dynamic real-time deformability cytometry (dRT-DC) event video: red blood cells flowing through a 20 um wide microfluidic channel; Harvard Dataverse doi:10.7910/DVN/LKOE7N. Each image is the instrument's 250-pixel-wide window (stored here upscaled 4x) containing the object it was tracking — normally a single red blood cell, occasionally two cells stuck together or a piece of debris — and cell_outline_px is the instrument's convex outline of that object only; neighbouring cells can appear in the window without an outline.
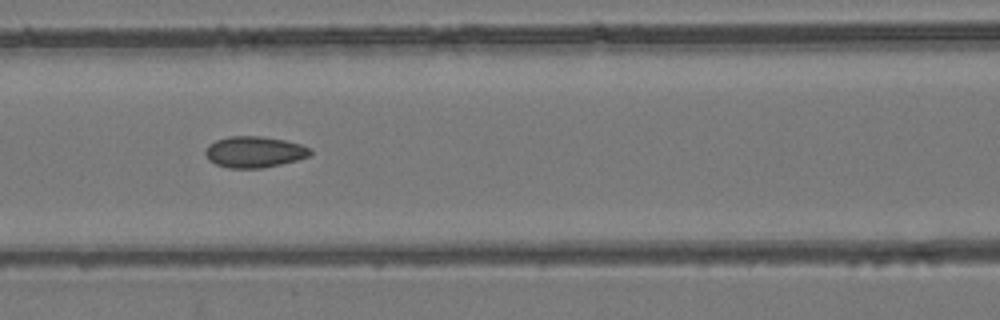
{"species": "common noctule bat (a hibernating species)", "species_latin": "Nyctalus noctula", "temperature_condition": "room temperature", "stored_images_in_passage": 9, "camera_frame_rate_fps": 3000, "um_per_image_px": 0.085, "animal": {"sex": "female", "body_mass_g": 24.6, "forearm_length_mm": 56.2}, "frame": {"image": 1, "passage_image": 7, "time_ms": 7.667, "image_size_px": [1000, 320], "cell_outline_px": [[312, 152], [308, 156], [296, 160], [280, 164], [260, 168], [228, 168], [216, 164], [208, 160], [204, 152], [208, 144], [216, 140], [228, 136], [260, 136], [284, 140], [300, 144], [312, 148]], "centroid_in_image_um": [21.59, 12.91], "position_along_channel_um": 145.0, "area_um2": 19.07}}
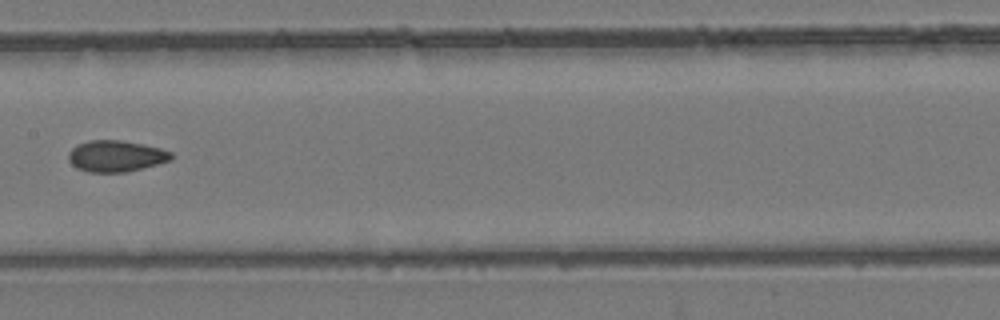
{"frame": {"image": 2, "passage_image": 8, "time_ms": 9.0, "image_size_px": [1000, 320], "cell_outline_px": [[172, 160], [128, 172], [88, 172], [76, 168], [68, 160], [68, 152], [76, 144], [88, 140], [120, 140], [160, 148], [172, 152]], "centroid_in_image_um": [9.82, 13.27], "position_along_channel_um": 197.6, "area_um2": 18.84}}
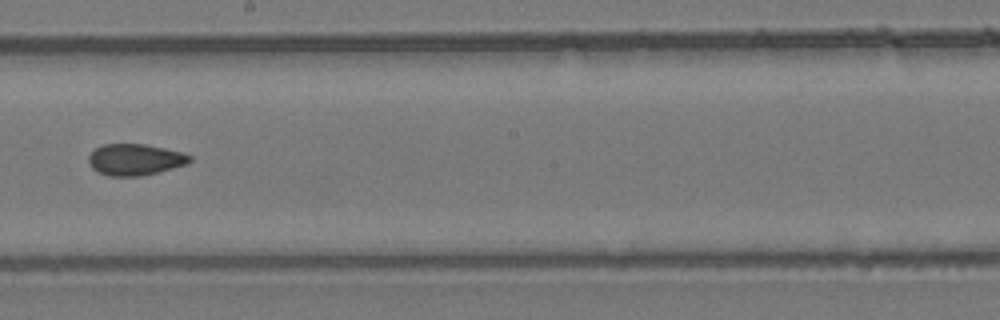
{"frame": {"image": 3, "passage_image": 9, "time_ms": 10.0, "image_size_px": [1000, 320], "cell_outline_px": [[192, 160], [188, 164], [140, 176], [108, 176], [96, 172], [88, 164], [88, 156], [96, 148], [104, 144], [144, 144], [164, 148], [180, 152], [192, 156]], "centroid_in_image_um": [11.45, 13.57], "position_along_channel_um": 236.8, "area_um2": 18.5}}